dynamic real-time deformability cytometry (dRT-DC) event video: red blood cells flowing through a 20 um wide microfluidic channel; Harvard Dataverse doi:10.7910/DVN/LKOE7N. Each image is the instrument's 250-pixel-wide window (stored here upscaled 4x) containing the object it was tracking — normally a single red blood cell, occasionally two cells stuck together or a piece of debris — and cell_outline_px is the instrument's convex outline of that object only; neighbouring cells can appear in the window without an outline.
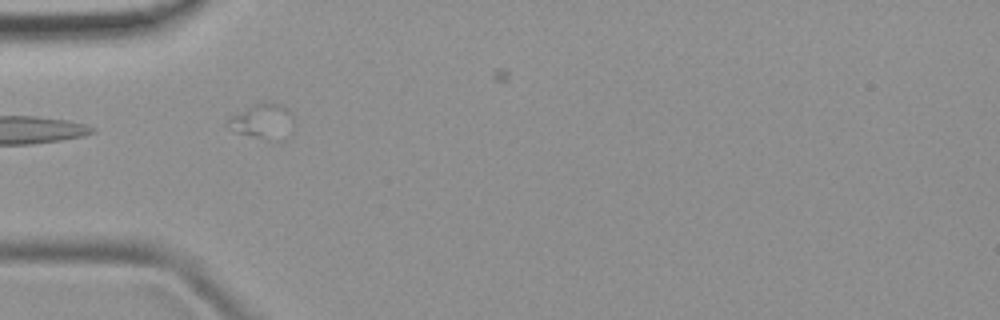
{"species": "common noctule bat (a hibernating species)", "species_latin": "Nyctalus noctula", "temperature_condition": "room temperature", "stored_images_in_passage": 5, "camera_frame_rate_fps": 3000, "um_per_image_px": 0.085, "animal": {"sex": "female", "body_mass_g": 19.9}, "frame": {"image": 1, "passage_image": 1, "time_ms": 0.0, "image_size_px": [1000, 320], "cell_outline_px": [[292, 116], [260, 136], [256, 136], [236, 132], [228, 128], [224, 124], [232, 116], [264, 100], [272, 100], [280, 104]], "centroid_in_image_um": [21.97, 10.07], "position_along_channel_um": 63.0, "area_um2": 10.46}}